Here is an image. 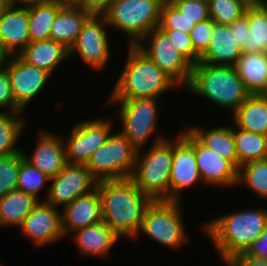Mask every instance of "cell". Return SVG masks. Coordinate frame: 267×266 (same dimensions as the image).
I'll use <instances>...</instances> for the list:
<instances>
[{"mask_svg":"<svg viewBox=\"0 0 267 266\" xmlns=\"http://www.w3.org/2000/svg\"><path fill=\"white\" fill-rule=\"evenodd\" d=\"M248 186L267 201V158L245 163L238 170V183Z\"/></svg>","mask_w":267,"mask_h":266,"instance_id":"d6a6232c","label":"cell"},{"mask_svg":"<svg viewBox=\"0 0 267 266\" xmlns=\"http://www.w3.org/2000/svg\"><path fill=\"white\" fill-rule=\"evenodd\" d=\"M62 3L75 4L77 0H59Z\"/></svg>","mask_w":267,"mask_h":266,"instance_id":"f5cc1de1","label":"cell"},{"mask_svg":"<svg viewBox=\"0 0 267 266\" xmlns=\"http://www.w3.org/2000/svg\"><path fill=\"white\" fill-rule=\"evenodd\" d=\"M173 139L169 200L181 202L182 191L190 186L193 187L199 181L202 183V177L197 167L193 146L180 133Z\"/></svg>","mask_w":267,"mask_h":266,"instance_id":"2e32d148","label":"cell"},{"mask_svg":"<svg viewBox=\"0 0 267 266\" xmlns=\"http://www.w3.org/2000/svg\"><path fill=\"white\" fill-rule=\"evenodd\" d=\"M50 181L52 184L43 200L59 210L60 206L64 209L79 196L94 191L98 184L86 165L68 163Z\"/></svg>","mask_w":267,"mask_h":266,"instance_id":"4fadbf2b","label":"cell"},{"mask_svg":"<svg viewBox=\"0 0 267 266\" xmlns=\"http://www.w3.org/2000/svg\"><path fill=\"white\" fill-rule=\"evenodd\" d=\"M194 26L195 23L187 19L184 14L180 13L169 0L164 1L161 7L158 28L161 30L178 29L184 33L190 34Z\"/></svg>","mask_w":267,"mask_h":266,"instance_id":"8d00e7d4","label":"cell"},{"mask_svg":"<svg viewBox=\"0 0 267 266\" xmlns=\"http://www.w3.org/2000/svg\"><path fill=\"white\" fill-rule=\"evenodd\" d=\"M144 42L146 43L143 44ZM136 47L168 75L178 87H187L193 65L177 51L164 31L158 27L154 28Z\"/></svg>","mask_w":267,"mask_h":266,"instance_id":"30bf717a","label":"cell"},{"mask_svg":"<svg viewBox=\"0 0 267 266\" xmlns=\"http://www.w3.org/2000/svg\"><path fill=\"white\" fill-rule=\"evenodd\" d=\"M10 80V86L15 104L24 112L41 90L45 89L51 74L45 70L32 66L18 55L9 57L5 66Z\"/></svg>","mask_w":267,"mask_h":266,"instance_id":"5bb4252c","label":"cell"},{"mask_svg":"<svg viewBox=\"0 0 267 266\" xmlns=\"http://www.w3.org/2000/svg\"><path fill=\"white\" fill-rule=\"evenodd\" d=\"M170 38L172 44L192 65L199 62L200 56L194 51L190 34L184 33L181 30H162Z\"/></svg>","mask_w":267,"mask_h":266,"instance_id":"f35d334b","label":"cell"},{"mask_svg":"<svg viewBox=\"0 0 267 266\" xmlns=\"http://www.w3.org/2000/svg\"><path fill=\"white\" fill-rule=\"evenodd\" d=\"M119 104L121 133L138 150L143 151L149 136L156 131L158 99L107 100V104Z\"/></svg>","mask_w":267,"mask_h":266,"instance_id":"9c48e42d","label":"cell"},{"mask_svg":"<svg viewBox=\"0 0 267 266\" xmlns=\"http://www.w3.org/2000/svg\"><path fill=\"white\" fill-rule=\"evenodd\" d=\"M180 13L195 24L209 17L208 0H169Z\"/></svg>","mask_w":267,"mask_h":266,"instance_id":"74e56055","label":"cell"},{"mask_svg":"<svg viewBox=\"0 0 267 266\" xmlns=\"http://www.w3.org/2000/svg\"><path fill=\"white\" fill-rule=\"evenodd\" d=\"M2 110L3 112L22 111L14 102L10 80L5 67L0 69V112Z\"/></svg>","mask_w":267,"mask_h":266,"instance_id":"60d3db41","label":"cell"},{"mask_svg":"<svg viewBox=\"0 0 267 266\" xmlns=\"http://www.w3.org/2000/svg\"><path fill=\"white\" fill-rule=\"evenodd\" d=\"M234 140L238 159V170L241 165L267 158V136L234 128Z\"/></svg>","mask_w":267,"mask_h":266,"instance_id":"4dcf8cb0","label":"cell"},{"mask_svg":"<svg viewBox=\"0 0 267 266\" xmlns=\"http://www.w3.org/2000/svg\"><path fill=\"white\" fill-rule=\"evenodd\" d=\"M247 16L249 32L247 45L242 53H267V15L259 5L248 7Z\"/></svg>","mask_w":267,"mask_h":266,"instance_id":"1f68e13d","label":"cell"},{"mask_svg":"<svg viewBox=\"0 0 267 266\" xmlns=\"http://www.w3.org/2000/svg\"><path fill=\"white\" fill-rule=\"evenodd\" d=\"M73 242L81 255L106 257L120 237L103 221L74 232Z\"/></svg>","mask_w":267,"mask_h":266,"instance_id":"7402d4cb","label":"cell"},{"mask_svg":"<svg viewBox=\"0 0 267 266\" xmlns=\"http://www.w3.org/2000/svg\"><path fill=\"white\" fill-rule=\"evenodd\" d=\"M62 232L64 237L87 226L102 221L101 199L97 188L79 196L61 211Z\"/></svg>","mask_w":267,"mask_h":266,"instance_id":"ffe728a7","label":"cell"},{"mask_svg":"<svg viewBox=\"0 0 267 266\" xmlns=\"http://www.w3.org/2000/svg\"><path fill=\"white\" fill-rule=\"evenodd\" d=\"M245 254L267 260V226L261 236L246 250Z\"/></svg>","mask_w":267,"mask_h":266,"instance_id":"ee69618b","label":"cell"},{"mask_svg":"<svg viewBox=\"0 0 267 266\" xmlns=\"http://www.w3.org/2000/svg\"><path fill=\"white\" fill-rule=\"evenodd\" d=\"M267 15V0H259L258 4Z\"/></svg>","mask_w":267,"mask_h":266,"instance_id":"681fc988","label":"cell"},{"mask_svg":"<svg viewBox=\"0 0 267 266\" xmlns=\"http://www.w3.org/2000/svg\"><path fill=\"white\" fill-rule=\"evenodd\" d=\"M29 7L7 5L0 17V42L10 55H19L30 43Z\"/></svg>","mask_w":267,"mask_h":266,"instance_id":"d6986e66","label":"cell"},{"mask_svg":"<svg viewBox=\"0 0 267 266\" xmlns=\"http://www.w3.org/2000/svg\"><path fill=\"white\" fill-rule=\"evenodd\" d=\"M174 86L178 87L152 60L136 46L128 45L124 69L108 100L158 99Z\"/></svg>","mask_w":267,"mask_h":266,"instance_id":"3957f363","label":"cell"},{"mask_svg":"<svg viewBox=\"0 0 267 266\" xmlns=\"http://www.w3.org/2000/svg\"><path fill=\"white\" fill-rule=\"evenodd\" d=\"M137 151L130 179L152 200H169V179L172 168V139L156 136L153 146L144 154Z\"/></svg>","mask_w":267,"mask_h":266,"instance_id":"5b68a950","label":"cell"},{"mask_svg":"<svg viewBox=\"0 0 267 266\" xmlns=\"http://www.w3.org/2000/svg\"><path fill=\"white\" fill-rule=\"evenodd\" d=\"M137 151L121 132H112L91 155L86 168L98 182L127 179L134 171Z\"/></svg>","mask_w":267,"mask_h":266,"instance_id":"ba28073f","label":"cell"},{"mask_svg":"<svg viewBox=\"0 0 267 266\" xmlns=\"http://www.w3.org/2000/svg\"><path fill=\"white\" fill-rule=\"evenodd\" d=\"M209 17L217 24L230 25L244 15L246 6L237 0H208Z\"/></svg>","mask_w":267,"mask_h":266,"instance_id":"e575fe53","label":"cell"},{"mask_svg":"<svg viewBox=\"0 0 267 266\" xmlns=\"http://www.w3.org/2000/svg\"><path fill=\"white\" fill-rule=\"evenodd\" d=\"M107 27L105 16H90L84 23L76 42L69 49V57L75 53L79 54V58L93 70L96 69L95 71L106 67L111 57Z\"/></svg>","mask_w":267,"mask_h":266,"instance_id":"7c38bea8","label":"cell"},{"mask_svg":"<svg viewBox=\"0 0 267 266\" xmlns=\"http://www.w3.org/2000/svg\"><path fill=\"white\" fill-rule=\"evenodd\" d=\"M214 21L210 18L203 20L193 27L190 32L194 51L201 56L208 48L213 32Z\"/></svg>","mask_w":267,"mask_h":266,"instance_id":"ab89813d","label":"cell"},{"mask_svg":"<svg viewBox=\"0 0 267 266\" xmlns=\"http://www.w3.org/2000/svg\"><path fill=\"white\" fill-rule=\"evenodd\" d=\"M23 111L0 112V155H15L21 153L17 143L24 133L27 116Z\"/></svg>","mask_w":267,"mask_h":266,"instance_id":"f546056e","label":"cell"},{"mask_svg":"<svg viewBox=\"0 0 267 266\" xmlns=\"http://www.w3.org/2000/svg\"><path fill=\"white\" fill-rule=\"evenodd\" d=\"M39 200L21 191L9 192L0 198V226L19 227Z\"/></svg>","mask_w":267,"mask_h":266,"instance_id":"83f0119b","label":"cell"},{"mask_svg":"<svg viewBox=\"0 0 267 266\" xmlns=\"http://www.w3.org/2000/svg\"><path fill=\"white\" fill-rule=\"evenodd\" d=\"M186 88L222 109H228L231 115L251 95L234 66L202 62L192 66L191 78Z\"/></svg>","mask_w":267,"mask_h":266,"instance_id":"277c9868","label":"cell"},{"mask_svg":"<svg viewBox=\"0 0 267 266\" xmlns=\"http://www.w3.org/2000/svg\"><path fill=\"white\" fill-rule=\"evenodd\" d=\"M19 227L38 247L58 242L64 237L61 210L45 201H39Z\"/></svg>","mask_w":267,"mask_h":266,"instance_id":"e0dca14e","label":"cell"},{"mask_svg":"<svg viewBox=\"0 0 267 266\" xmlns=\"http://www.w3.org/2000/svg\"><path fill=\"white\" fill-rule=\"evenodd\" d=\"M231 30H234V36L243 49L247 45V37L249 32V26L247 16L244 14L240 18L236 19L229 25Z\"/></svg>","mask_w":267,"mask_h":266,"instance_id":"7bdbcfd3","label":"cell"},{"mask_svg":"<svg viewBox=\"0 0 267 266\" xmlns=\"http://www.w3.org/2000/svg\"><path fill=\"white\" fill-rule=\"evenodd\" d=\"M234 67L246 90L261 94L267 85V53H242Z\"/></svg>","mask_w":267,"mask_h":266,"instance_id":"484cf974","label":"cell"},{"mask_svg":"<svg viewBox=\"0 0 267 266\" xmlns=\"http://www.w3.org/2000/svg\"><path fill=\"white\" fill-rule=\"evenodd\" d=\"M9 57L10 55L4 50L0 42V69L6 66Z\"/></svg>","mask_w":267,"mask_h":266,"instance_id":"7dc6e473","label":"cell"},{"mask_svg":"<svg viewBox=\"0 0 267 266\" xmlns=\"http://www.w3.org/2000/svg\"><path fill=\"white\" fill-rule=\"evenodd\" d=\"M90 15L75 4L65 3L59 10L51 26L50 39L70 49L76 42L84 23Z\"/></svg>","mask_w":267,"mask_h":266,"instance_id":"cb8c5ba5","label":"cell"},{"mask_svg":"<svg viewBox=\"0 0 267 266\" xmlns=\"http://www.w3.org/2000/svg\"><path fill=\"white\" fill-rule=\"evenodd\" d=\"M260 95H261L264 99L267 100V85H266L265 89L261 92Z\"/></svg>","mask_w":267,"mask_h":266,"instance_id":"816d5d0a","label":"cell"},{"mask_svg":"<svg viewBox=\"0 0 267 266\" xmlns=\"http://www.w3.org/2000/svg\"><path fill=\"white\" fill-rule=\"evenodd\" d=\"M7 6L6 1L5 0H0V17L1 14L3 12V10L5 9V7Z\"/></svg>","mask_w":267,"mask_h":266,"instance_id":"f907efd6","label":"cell"},{"mask_svg":"<svg viewBox=\"0 0 267 266\" xmlns=\"http://www.w3.org/2000/svg\"><path fill=\"white\" fill-rule=\"evenodd\" d=\"M111 119L92 118L78 122L72 127L67 139L63 137L66 162L86 165L91 155L102 146L112 133Z\"/></svg>","mask_w":267,"mask_h":266,"instance_id":"8fae6325","label":"cell"},{"mask_svg":"<svg viewBox=\"0 0 267 266\" xmlns=\"http://www.w3.org/2000/svg\"><path fill=\"white\" fill-rule=\"evenodd\" d=\"M231 116L236 127L267 136V100L260 94L250 95Z\"/></svg>","mask_w":267,"mask_h":266,"instance_id":"4316f807","label":"cell"},{"mask_svg":"<svg viewBox=\"0 0 267 266\" xmlns=\"http://www.w3.org/2000/svg\"><path fill=\"white\" fill-rule=\"evenodd\" d=\"M241 2L243 5H245L247 8L248 7H253L259 4V0H237Z\"/></svg>","mask_w":267,"mask_h":266,"instance_id":"c3c4849f","label":"cell"},{"mask_svg":"<svg viewBox=\"0 0 267 266\" xmlns=\"http://www.w3.org/2000/svg\"><path fill=\"white\" fill-rule=\"evenodd\" d=\"M227 266H267V260L248 256L245 253L236 255L226 263Z\"/></svg>","mask_w":267,"mask_h":266,"instance_id":"f6af8a7d","label":"cell"},{"mask_svg":"<svg viewBox=\"0 0 267 266\" xmlns=\"http://www.w3.org/2000/svg\"><path fill=\"white\" fill-rule=\"evenodd\" d=\"M266 226L267 209L261 207L221 215L204 223L202 229L226 264L236 255L245 253Z\"/></svg>","mask_w":267,"mask_h":266,"instance_id":"7a4b0ae2","label":"cell"},{"mask_svg":"<svg viewBox=\"0 0 267 266\" xmlns=\"http://www.w3.org/2000/svg\"><path fill=\"white\" fill-rule=\"evenodd\" d=\"M165 0H113L105 14L107 24L120 30L136 46L151 30L157 28Z\"/></svg>","mask_w":267,"mask_h":266,"instance_id":"8992f818","label":"cell"},{"mask_svg":"<svg viewBox=\"0 0 267 266\" xmlns=\"http://www.w3.org/2000/svg\"><path fill=\"white\" fill-rule=\"evenodd\" d=\"M35 149L31 155L23 152L24 159L32 166L37 167L48 178H54L67 164L63 136L50 132V130H39Z\"/></svg>","mask_w":267,"mask_h":266,"instance_id":"ac0fdd59","label":"cell"},{"mask_svg":"<svg viewBox=\"0 0 267 266\" xmlns=\"http://www.w3.org/2000/svg\"><path fill=\"white\" fill-rule=\"evenodd\" d=\"M18 186L17 190L34 196L37 200L42 201L38 197L40 191L45 188L46 182H50L44 173L37 167L32 166L29 162L23 159L20 163L17 176Z\"/></svg>","mask_w":267,"mask_h":266,"instance_id":"836d02e7","label":"cell"},{"mask_svg":"<svg viewBox=\"0 0 267 266\" xmlns=\"http://www.w3.org/2000/svg\"><path fill=\"white\" fill-rule=\"evenodd\" d=\"M180 201L152 200L147 206L142 226L139 231L145 233L147 238L167 246L180 249L186 244L189 237L183 223V208Z\"/></svg>","mask_w":267,"mask_h":266,"instance_id":"52a82bcc","label":"cell"},{"mask_svg":"<svg viewBox=\"0 0 267 266\" xmlns=\"http://www.w3.org/2000/svg\"><path fill=\"white\" fill-rule=\"evenodd\" d=\"M205 146L228 160L238 170V159L234 140V127L216 126L211 129L198 126L188 128Z\"/></svg>","mask_w":267,"mask_h":266,"instance_id":"d4e9b609","label":"cell"},{"mask_svg":"<svg viewBox=\"0 0 267 266\" xmlns=\"http://www.w3.org/2000/svg\"><path fill=\"white\" fill-rule=\"evenodd\" d=\"M113 0H77L75 5L90 16H105Z\"/></svg>","mask_w":267,"mask_h":266,"instance_id":"b9f144b4","label":"cell"},{"mask_svg":"<svg viewBox=\"0 0 267 266\" xmlns=\"http://www.w3.org/2000/svg\"><path fill=\"white\" fill-rule=\"evenodd\" d=\"M65 3L59 0H48L29 6V38L30 43L40 40H49L51 26L58 10Z\"/></svg>","mask_w":267,"mask_h":266,"instance_id":"f1b7e54d","label":"cell"},{"mask_svg":"<svg viewBox=\"0 0 267 266\" xmlns=\"http://www.w3.org/2000/svg\"><path fill=\"white\" fill-rule=\"evenodd\" d=\"M102 221L121 237L139 235L145 210L152 199L142 193L130 179L100 181Z\"/></svg>","mask_w":267,"mask_h":266,"instance_id":"6da1fadb","label":"cell"},{"mask_svg":"<svg viewBox=\"0 0 267 266\" xmlns=\"http://www.w3.org/2000/svg\"><path fill=\"white\" fill-rule=\"evenodd\" d=\"M194 148L202 183L215 186H237L238 170L216 152L205 146L189 129L180 133Z\"/></svg>","mask_w":267,"mask_h":266,"instance_id":"9a60e30c","label":"cell"},{"mask_svg":"<svg viewBox=\"0 0 267 266\" xmlns=\"http://www.w3.org/2000/svg\"><path fill=\"white\" fill-rule=\"evenodd\" d=\"M241 55L242 48L234 36V30L229 25L214 23L209 46L199 62L234 66Z\"/></svg>","mask_w":267,"mask_h":266,"instance_id":"44dd1931","label":"cell"},{"mask_svg":"<svg viewBox=\"0 0 267 266\" xmlns=\"http://www.w3.org/2000/svg\"><path fill=\"white\" fill-rule=\"evenodd\" d=\"M23 159V152L15 155H0V198L17 190L18 170Z\"/></svg>","mask_w":267,"mask_h":266,"instance_id":"d590c367","label":"cell"},{"mask_svg":"<svg viewBox=\"0 0 267 266\" xmlns=\"http://www.w3.org/2000/svg\"><path fill=\"white\" fill-rule=\"evenodd\" d=\"M5 1L6 4L10 6L29 7L48 0H5Z\"/></svg>","mask_w":267,"mask_h":266,"instance_id":"bcb514c9","label":"cell"},{"mask_svg":"<svg viewBox=\"0 0 267 266\" xmlns=\"http://www.w3.org/2000/svg\"><path fill=\"white\" fill-rule=\"evenodd\" d=\"M26 63L49 72L53 71L69 57V49L54 40L34 41L18 55Z\"/></svg>","mask_w":267,"mask_h":266,"instance_id":"603a6c76","label":"cell"}]
</instances>
